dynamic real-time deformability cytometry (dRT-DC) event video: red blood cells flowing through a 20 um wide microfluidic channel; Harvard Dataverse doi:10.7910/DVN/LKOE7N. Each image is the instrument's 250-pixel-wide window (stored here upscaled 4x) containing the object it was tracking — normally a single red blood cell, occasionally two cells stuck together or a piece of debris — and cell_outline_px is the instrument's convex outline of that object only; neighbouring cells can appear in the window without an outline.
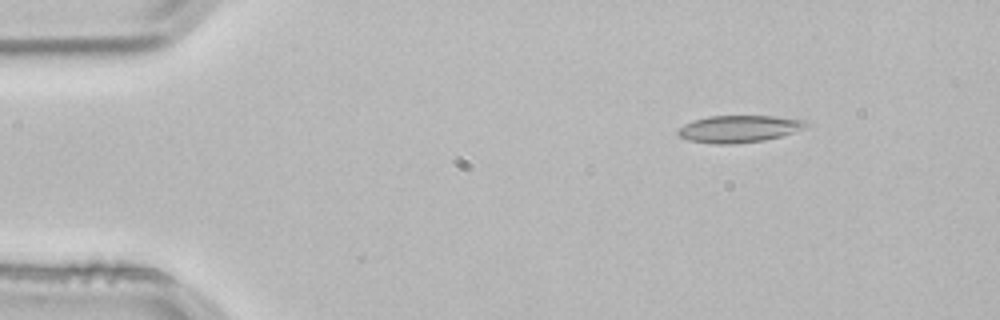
{"species": "common noctule bat (a hibernating species)", "species_latin": "Nyctalus noctula", "temperature_condition": "room temperature", "stored_images_in_passage": 47, "camera_frame_rate_fps": 3000, "um_per_image_px": 0.085, "animal": {"sex": "male", "body_mass_g": 21.5, "forearm_length_mm": 52.0}, "frame": {"image": 1, "passage_image": 1, "time_ms": 0.0, "image_size_px": [1000, 320], "cell_outline_px": [[808, 124], [804, 128], [780, 136], [764, 140], [732, 144], [712, 144], [688, 140], [680, 136], [676, 132], [684, 124], [692, 120], [708, 116], [772, 116], [808, 120]], "centroid_in_image_um": [62.79, 10.95], "position_along_channel_um": 22.2, "area_um2": 20.17}}
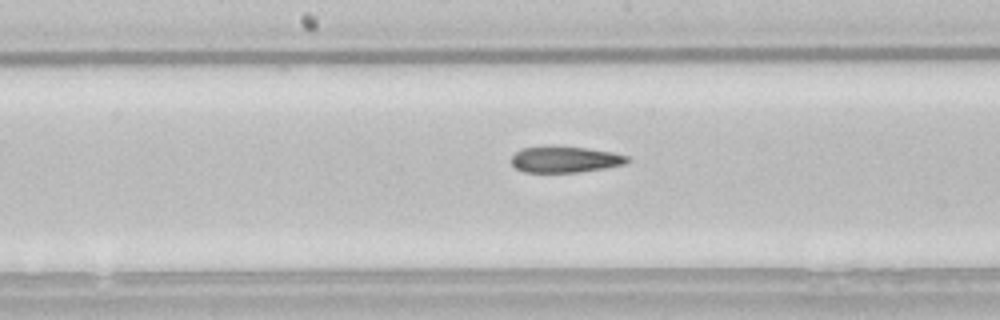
{"frame": {"image": 2, "passage_image": 21, "time_ms": 6.667, "image_size_px": [1000, 320], "cell_outline_px": [[632, 160], [624, 164], [604, 168], [580, 172], [524, 172], [516, 168], [512, 164], [512, 156], [520, 148], [548, 144], [552, 144], [588, 148], [612, 152], [628, 156]], "centroid_in_image_um": [48.01, 13.52], "position_along_channel_um": 200.2, "area_um2": 18.21}}
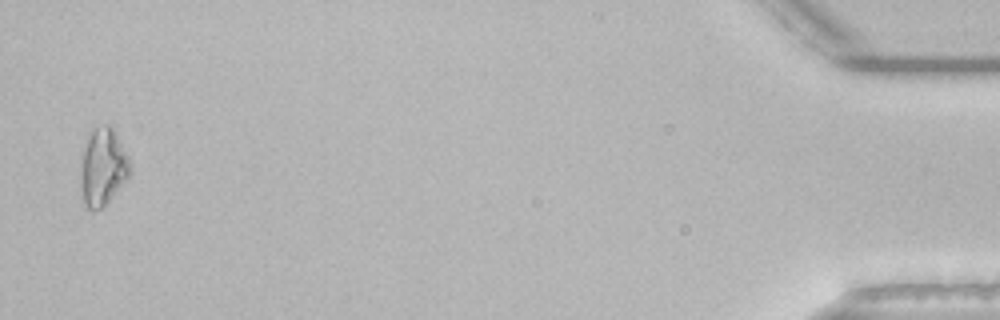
{"frame": {"image": 3, "passage_image": 46, "time_ms": 15.0, "image_size_px": [1000, 320], "cell_outline_px": [[128, 180], [100, 208], [92, 212], [84, 204], [80, 196], [80, 156], [92, 124], [112, 124], [116, 132], [128, 160]], "centroid_in_image_um": [8.66, 14.14], "position_along_channel_um": 426.5, "area_um2": 22.77}, "authors_computed_cell_mechanics": {"area_um2": 18.9584, "velocity_mm_per_s": 3.8303, "shape_relaxation_time_tau1_ms": null, "shape_relaxation_time_tau2_ms": 8.3688, "deformation_change_tau1": null, "deformation_change_tau2": 0.1893}}